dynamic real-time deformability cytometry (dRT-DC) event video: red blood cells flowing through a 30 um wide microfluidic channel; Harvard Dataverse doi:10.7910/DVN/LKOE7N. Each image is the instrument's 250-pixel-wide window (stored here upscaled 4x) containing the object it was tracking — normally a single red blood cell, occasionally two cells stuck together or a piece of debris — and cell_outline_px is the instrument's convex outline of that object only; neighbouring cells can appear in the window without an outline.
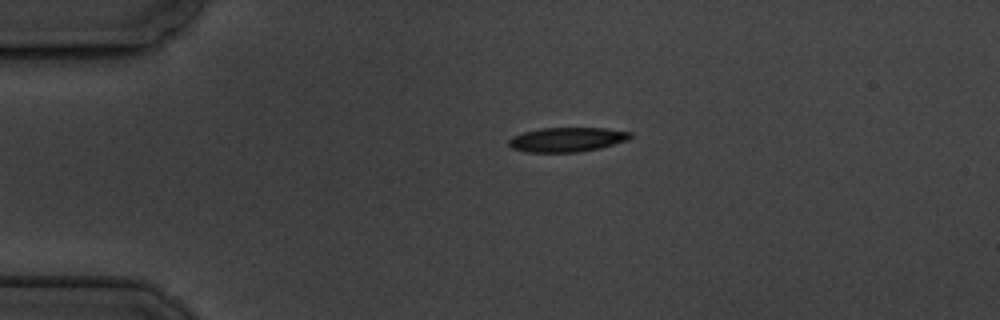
{"species": "common noctule bat (a hibernating species)", "species_latin": "Nyctalus noctula", "temperature_condition": "cold", "stored_images_in_passage": 12, "camera_frame_rate_fps": 3000, "um_per_image_px": 0.085, "animal": {"sex": "male", "body_mass_g": 19.5, "forearm_length_mm": 54.6}, "frame": {"image": 1, "passage_image": 1, "time_ms": 0.0, "image_size_px": [1000, 320], "cell_outline_px": [[632, 136], [628, 140], [600, 148], [580, 152], [524, 152], [512, 148], [508, 144], [508, 140], [512, 136], [524, 132], [540, 128], [604, 128], [632, 132]], "centroid_in_image_um": [48.19, 11.86], "position_along_channel_um": 36.8, "area_um2": 17.4}}
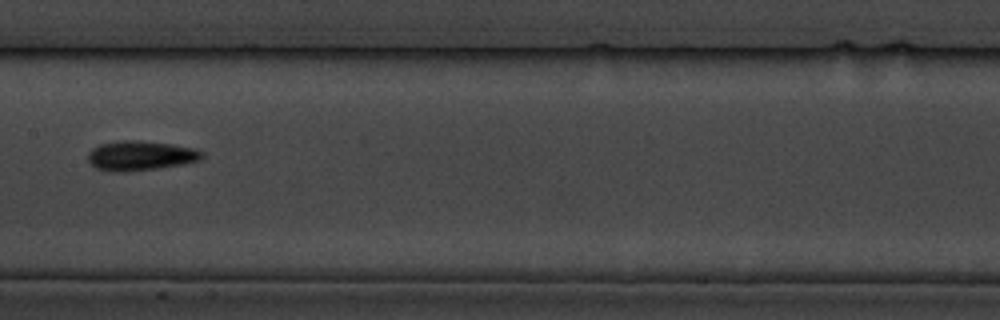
{"frame": {"image": 2, "passage_image": 5, "time_ms": 5.667, "image_size_px": [1000, 320], "cell_outline_px": [[204, 156], [200, 160], [180, 164], [156, 168], [120, 172], [112, 172], [96, 168], [88, 160], [88, 152], [92, 148], [100, 144], [120, 140], [136, 140], [172, 144], [196, 148], [204, 152]], "centroid_in_image_um": [11.94, 13.22], "position_along_channel_um": 195.5, "area_um2": 19.65}}
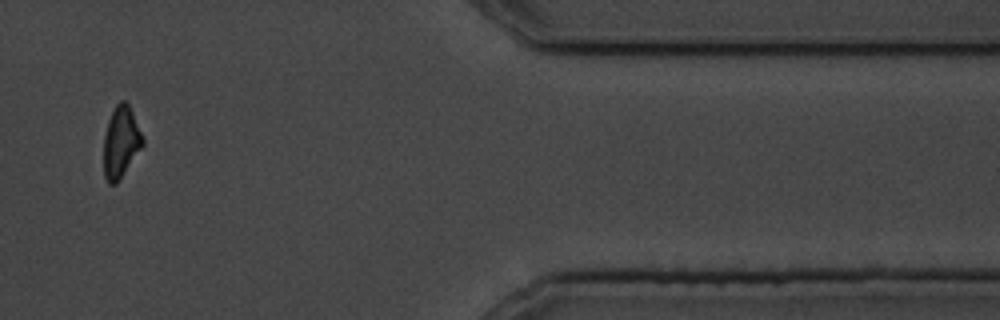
{"frame": {"image": 3, "passage_image": 11, "time_ms": 12.667, "image_size_px": [1000, 320], "cell_outline_px": [[144, 144], [116, 184], [108, 184], [104, 176], [104, 136], [108, 120], [116, 104], [120, 100], [124, 100], [128, 104], [132, 112], [144, 140]], "centroid_in_image_um": [10.26, 12.08], "position_along_channel_um": 401.1, "area_um2": 16.01}, "authors_computed_cell_mechanics": {"area_um2": 17.4556, "velocity_mm_per_s": 3.4625, "shape_relaxation_time_tau1_ms": 2.2568, "shape_relaxation_time_tau2_ms": 2.6447, "deformation_change_tau1": 0.1099, "deformation_change_tau2": 0.0853}}